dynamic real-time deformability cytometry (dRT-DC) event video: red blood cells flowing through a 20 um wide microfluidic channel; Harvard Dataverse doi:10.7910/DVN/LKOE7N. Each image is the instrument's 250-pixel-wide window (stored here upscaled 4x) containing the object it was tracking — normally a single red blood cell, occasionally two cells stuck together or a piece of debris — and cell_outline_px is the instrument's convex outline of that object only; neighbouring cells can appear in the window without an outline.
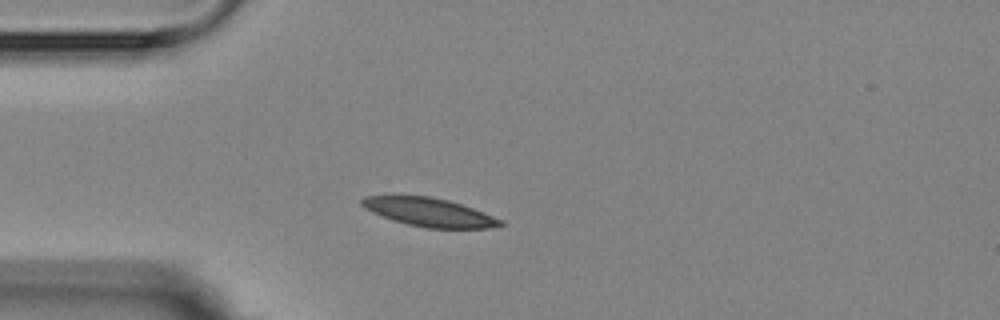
{"species": "Egyptian fruit bat (a non-hibernating species)", "species_latin": "Rousettus aegyptiacus", "temperature_condition": "room temperature", "stored_images_in_passage": 2, "camera_frame_rate_fps": 3000, "um_per_image_px": 0.085, "animal": {"sex": "female"}, "frame": {"image": 1, "passage_image": 2, "time_ms": 1.333, "image_size_px": [1000, 320], "cell_outline_px": [[504, 224], [488, 228], [428, 228], [408, 224], [372, 212], [364, 208], [360, 204], [360, 200], [364, 196], [428, 196], [448, 200], [472, 208], [504, 220]], "centroid_in_image_um": [36.49, 18.03], "position_along_channel_um": 48.5, "area_um2": 22.6}}